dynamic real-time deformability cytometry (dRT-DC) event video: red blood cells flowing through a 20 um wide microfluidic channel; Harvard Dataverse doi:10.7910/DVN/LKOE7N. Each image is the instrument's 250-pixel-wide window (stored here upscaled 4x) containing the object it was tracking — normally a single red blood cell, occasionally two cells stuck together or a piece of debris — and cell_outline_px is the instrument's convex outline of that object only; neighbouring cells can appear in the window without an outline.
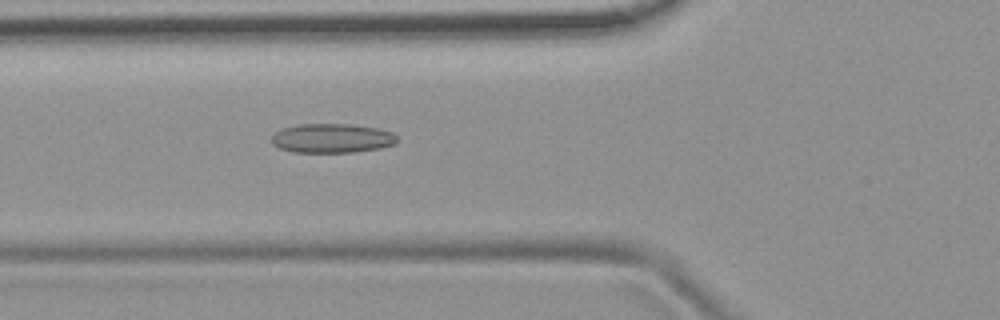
{"species": "common noctule bat (a hibernating species)", "species_latin": "Nyctalus noctula", "temperature_condition": "room temperature", "stored_images_in_passage": 52, "camera_frame_rate_fps": 3000, "um_per_image_px": 0.085, "animal": {"sex": "female", "body_mass_g": 19.9}, "frame": {"image": 1, "passage_image": 19, "time_ms": 6.0, "image_size_px": [1000, 320], "cell_outline_px": [[396, 144], [380, 148], [352, 152], [292, 152], [280, 148], [272, 144], [272, 136], [276, 132], [284, 128], [300, 124], [352, 124], [376, 128], [392, 132], [396, 136]], "centroid_in_image_um": [28.22, 11.75], "position_along_channel_um": 97.6, "area_um2": 21.27}}
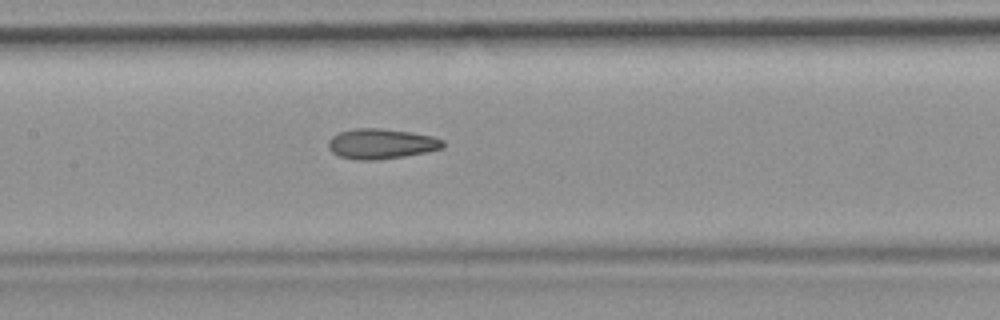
{"frame": {"image": 2, "passage_image": 25, "time_ms": 8.0, "image_size_px": [1000, 320], "cell_outline_px": [[444, 148], [404, 156], [372, 160], [356, 160], [340, 156], [332, 152], [328, 148], [328, 140], [332, 136], [340, 132], [352, 128], [380, 128], [412, 132], [432, 136], [444, 140]], "centroid_in_image_um": [32.39, 12.21], "position_along_channel_um": 175.0, "area_um2": 20.17}}
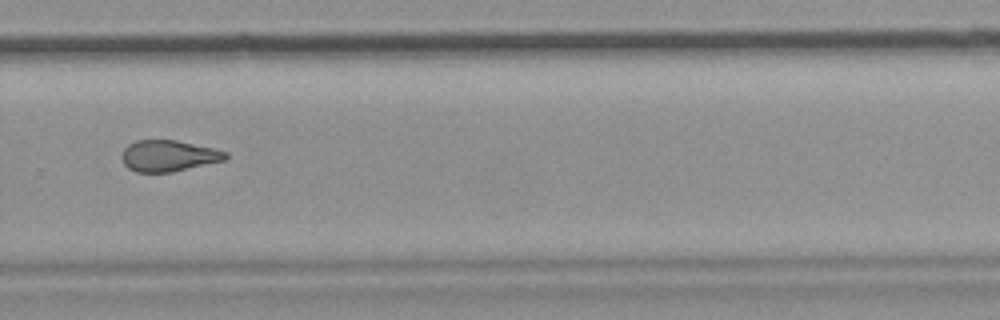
{"frame": {"image": 3, "passage_image": 36, "time_ms": 11.667, "image_size_px": [1000, 320], "cell_outline_px": [[228, 156], [224, 160], [172, 172], [136, 172], [128, 168], [124, 164], [120, 156], [124, 148], [128, 144], [136, 140], [176, 140], [216, 148], [228, 152]], "centroid_in_image_um": [14.31, 13.23], "position_along_channel_um": 315.5, "area_um2": 19.02}, "authors_computed_cell_mechanics": {"area_um2": 20.1722, "velocity_mm_per_s": 3.8482, "shape_relaxation_time_tau1_ms": null, "shape_relaxation_time_tau2_ms": 2.6246, "deformation_change_tau1": null, "deformation_change_tau2": 0.0967}}